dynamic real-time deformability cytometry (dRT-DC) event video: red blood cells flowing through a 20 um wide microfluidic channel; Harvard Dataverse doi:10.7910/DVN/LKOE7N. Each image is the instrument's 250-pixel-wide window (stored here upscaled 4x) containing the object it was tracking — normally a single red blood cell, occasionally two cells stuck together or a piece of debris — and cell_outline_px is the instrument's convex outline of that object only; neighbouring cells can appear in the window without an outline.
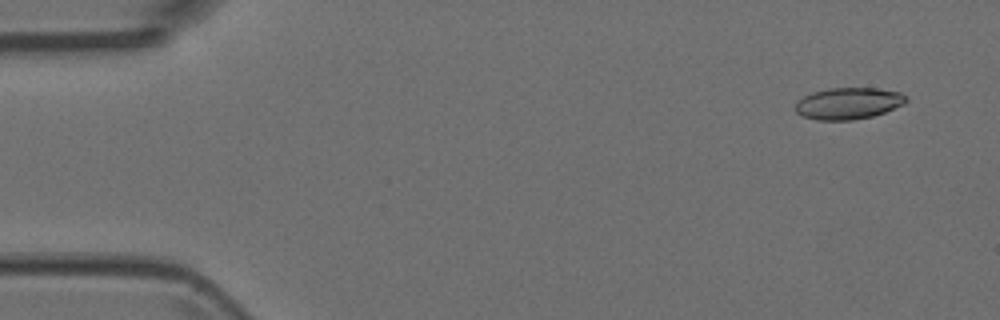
{"species": "Egyptian fruit bat (a non-hibernating species)", "species_latin": "Rousettus aegyptiacus", "temperature_condition": "room temperature", "stored_images_in_passage": 5, "camera_frame_rate_fps": 3000, "um_per_image_px": 0.085, "animal": {"sex": "female"}, "frame": {"image": 1, "passage_image": 2, "time_ms": 0.333, "image_size_px": [1000, 320], "cell_outline_px": [[908, 100], [904, 104], [884, 112], [872, 116], [852, 120], [816, 120], [804, 116], [796, 112], [796, 100], [812, 92], [828, 88], [876, 88], [900, 92]], "centroid_in_image_um": [72.09, 8.78], "position_along_channel_um": 12.9, "area_um2": 20.35}}
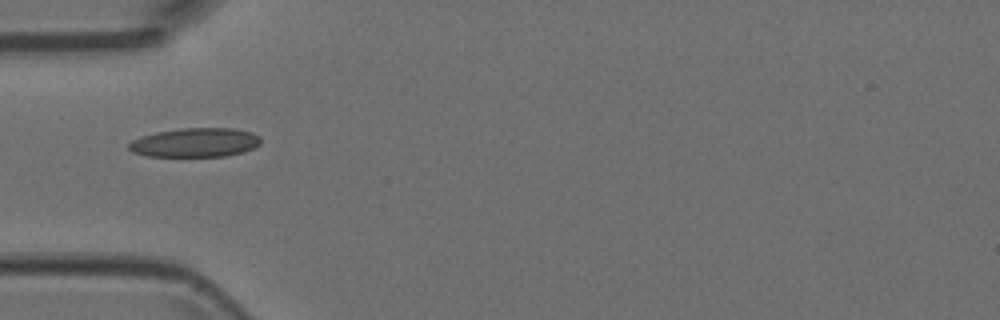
{"frame": {"image": 2, "passage_image": 5, "time_ms": 1.333, "image_size_px": [1000, 320], "cell_outline_px": [[260, 144], [244, 152], [224, 156], [148, 156], [132, 152], [128, 148], [128, 144], [132, 140], [140, 136], [156, 132], [180, 128], [236, 128], [252, 132], [260, 136]], "centroid_in_image_um": [16.59, 12.1], "position_along_channel_um": 68.4, "area_um2": 22.48}}